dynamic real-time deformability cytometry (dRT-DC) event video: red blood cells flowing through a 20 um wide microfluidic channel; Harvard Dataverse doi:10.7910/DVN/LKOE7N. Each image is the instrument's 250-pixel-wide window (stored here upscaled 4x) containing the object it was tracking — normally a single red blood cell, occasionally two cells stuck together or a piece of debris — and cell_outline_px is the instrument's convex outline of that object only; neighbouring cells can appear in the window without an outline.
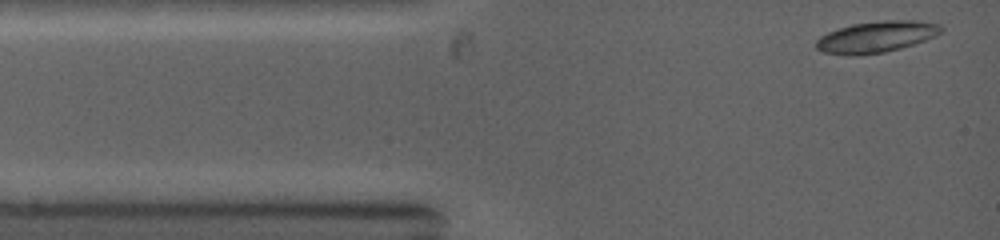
{"species": "common noctule bat (a hibernating species)", "species_latin": "Nyctalus noctula", "temperature_condition": "warm", "stored_images_in_passage": 23, "camera_frame_rate_fps": 5000, "um_per_image_px": 0.085, "animal": {"sex": "female", "body_mass_g": 19.0, "forearm_length_mm": 53.3}, "frame": {"image": 1, "passage_image": 1, "time_ms": 0.0, "image_size_px": [1000, 240], "cell_outline_px": [[944, 32], [936, 36], [900, 48], [884, 52], [860, 56], [856, 56], [824, 52], [816, 48], [816, 40], [820, 36], [828, 32], [852, 24], [884, 20], [916, 20], [940, 24], [944, 28]], "centroid_in_image_um": [74.52, 3.13], "position_along_channel_um": 10.5, "area_um2": 22.83}}
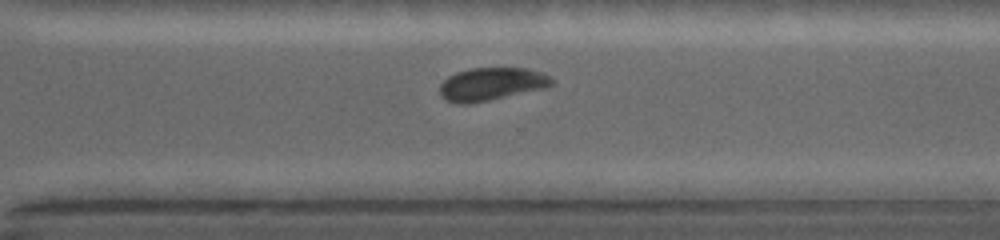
{"frame": {"image": 2, "passage_image": 19, "time_ms": 8.2, "image_size_px": [1000, 240], "cell_outline_px": [[552, 84], [548, 88], [468, 104], [456, 104], [444, 100], [440, 96], [440, 84], [448, 76], [456, 72], [468, 68], [528, 68], [540, 72], [548, 76], [552, 80]], "centroid_in_image_um": [41.73, 7.15], "position_along_channel_um": 328.9, "area_um2": 21.62}}
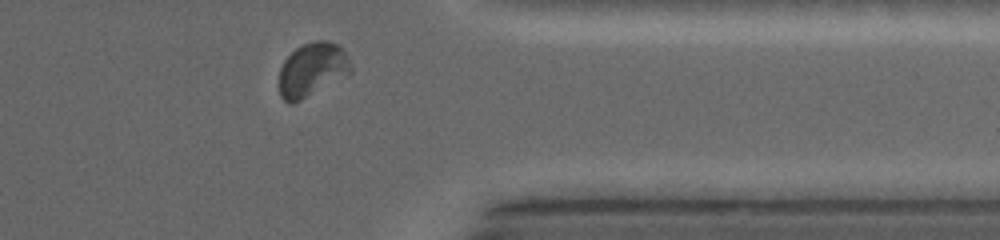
{"frame": {"image": 3, "passage_image": 22, "time_ms": 9.6, "image_size_px": [1000, 240], "cell_outline_px": [[352, 72], [348, 76], [292, 104], [288, 104], [280, 96], [280, 68], [284, 60], [296, 48], [304, 44], [316, 40], [328, 40], [340, 44], [348, 56], [352, 68]], "centroid_in_image_um": [26.58, 5.91], "position_along_channel_um": 384.8, "area_um2": 22.72}}